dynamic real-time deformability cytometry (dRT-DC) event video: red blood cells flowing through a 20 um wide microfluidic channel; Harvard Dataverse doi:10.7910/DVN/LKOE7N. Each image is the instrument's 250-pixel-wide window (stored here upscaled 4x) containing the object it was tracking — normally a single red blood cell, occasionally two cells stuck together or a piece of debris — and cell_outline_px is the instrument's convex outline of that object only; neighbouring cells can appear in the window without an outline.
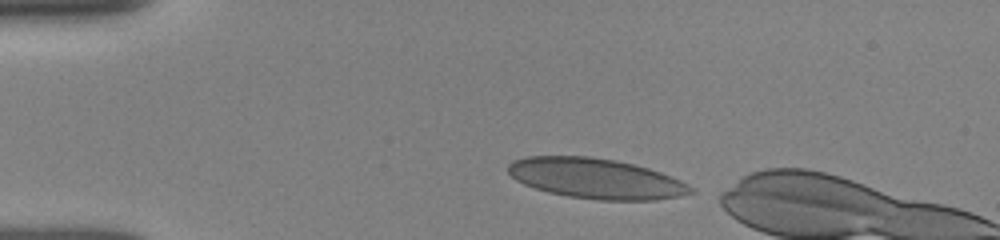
{"species": "human", "species_latin": "Homo sapiens", "temperature_condition": "room temperature", "stored_images_in_passage": 7, "camera_frame_rate_fps": 3000, "um_per_image_px": 0.085, "donor": {"sex": "female"}, "frame": {"image": 1, "passage_image": 1, "time_ms": 0.0, "image_size_px": [1000, 240], "cell_outline_px": [[696, 192], [680, 196], [652, 200], [600, 200], [568, 196], [548, 192], [524, 184], [516, 180], [508, 172], [508, 164], [512, 160], [524, 156], [588, 156], [616, 160], [648, 168], [660, 172], [680, 180], [696, 188]], "centroid_in_image_um": [50.65, 15.17], "position_along_channel_um": 34.3, "area_um2": 42.89}}